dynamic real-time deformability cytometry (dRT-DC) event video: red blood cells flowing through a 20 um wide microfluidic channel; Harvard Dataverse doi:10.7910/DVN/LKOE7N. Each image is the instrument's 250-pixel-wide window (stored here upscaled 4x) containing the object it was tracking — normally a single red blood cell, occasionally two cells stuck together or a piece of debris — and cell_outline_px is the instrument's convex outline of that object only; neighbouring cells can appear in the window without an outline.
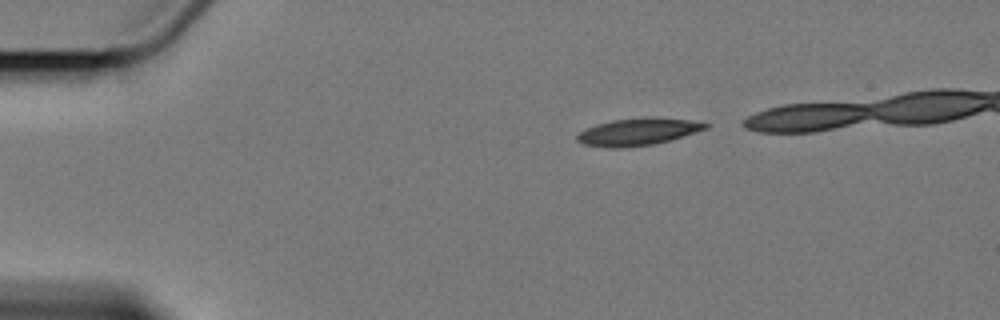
{"species": "Egyptian fruit bat (a non-hibernating species)", "species_latin": "Rousettus aegyptiacus", "temperature_condition": "cold", "stored_images_in_passage": 4, "camera_frame_rate_fps": 3000, "um_per_image_px": 0.085, "animal": {"sex": "female"}, "frame": {"image": 1, "passage_image": 1, "time_ms": 0.0, "image_size_px": [1000, 320], "cell_outline_px": [[708, 128], [668, 140], [652, 144], [624, 148], [608, 148], [584, 144], [576, 140], [576, 136], [580, 132], [596, 124], [612, 120], [688, 120], [708, 124]], "centroid_in_image_um": [54.11, 11.26], "position_along_channel_um": 30.9, "area_um2": 19.02}}